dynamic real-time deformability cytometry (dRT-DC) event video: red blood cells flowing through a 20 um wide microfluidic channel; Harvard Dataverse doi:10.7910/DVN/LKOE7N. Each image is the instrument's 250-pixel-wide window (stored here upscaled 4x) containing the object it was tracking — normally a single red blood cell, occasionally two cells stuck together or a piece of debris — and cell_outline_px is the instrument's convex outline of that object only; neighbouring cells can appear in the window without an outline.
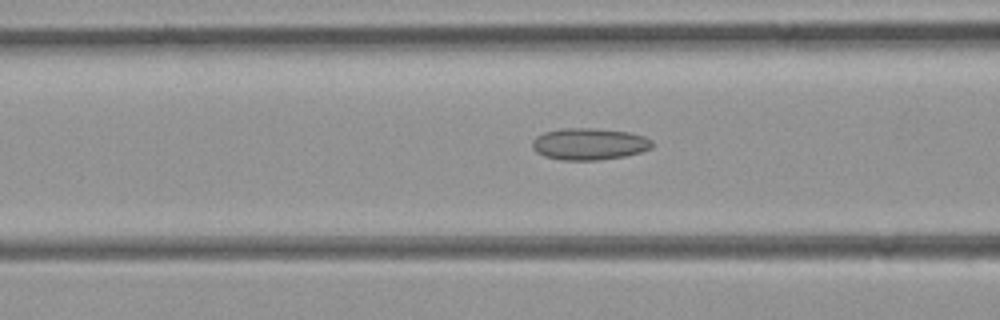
{"species": "common noctule bat (a hibernating species)", "species_latin": "Nyctalus noctula", "temperature_condition": "room temperature", "stored_images_in_passage": 7, "camera_frame_rate_fps": 3000, "um_per_image_px": 0.085, "animal": {"sex": "female", "body_mass_g": 21.9}, "frame": {"image": 1, "passage_image": 6, "time_ms": 1.667, "image_size_px": [1000, 320], "cell_outline_px": [[652, 148], [640, 152], [624, 156], [600, 160], [560, 160], [544, 156], [536, 152], [532, 148], [532, 140], [536, 136], [544, 132], [564, 128], [592, 128], [628, 132], [644, 136], [652, 140]], "centroid_in_image_um": [50.06, 12.24], "position_along_channel_um": 116.5, "area_um2": 22.25}}